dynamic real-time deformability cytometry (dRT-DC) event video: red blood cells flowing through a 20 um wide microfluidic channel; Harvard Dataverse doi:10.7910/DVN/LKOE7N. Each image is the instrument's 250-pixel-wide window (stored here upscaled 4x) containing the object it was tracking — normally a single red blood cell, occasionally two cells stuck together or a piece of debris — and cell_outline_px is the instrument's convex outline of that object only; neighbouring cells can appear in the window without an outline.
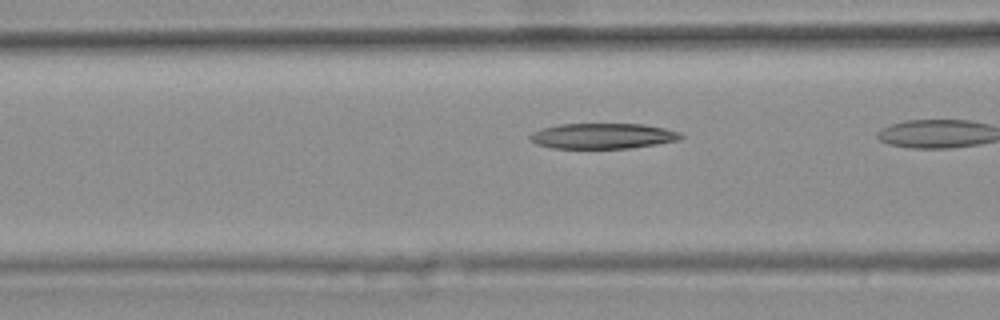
{"species": "common noctule bat (a hibernating species)", "species_latin": "Nyctalus noctula", "temperature_condition": "warm", "stored_images_in_passage": 13, "camera_frame_rate_fps": 3000, "um_per_image_px": 0.085, "animal": {"sex": "female", "body_mass_g": 25.1}, "frame": {"image": 1, "passage_image": 10, "time_ms": 3.0, "image_size_px": [1000, 320], "cell_outline_px": [[684, 136], [680, 140], [656, 144], [628, 148], [552, 148], [536, 144], [528, 140], [528, 136], [532, 132], [544, 128], [560, 124], [644, 124], [664, 128], [680, 132]], "centroid_in_image_um": [51.22, 11.56], "position_along_channel_um": 115.4, "area_um2": 22.43}}